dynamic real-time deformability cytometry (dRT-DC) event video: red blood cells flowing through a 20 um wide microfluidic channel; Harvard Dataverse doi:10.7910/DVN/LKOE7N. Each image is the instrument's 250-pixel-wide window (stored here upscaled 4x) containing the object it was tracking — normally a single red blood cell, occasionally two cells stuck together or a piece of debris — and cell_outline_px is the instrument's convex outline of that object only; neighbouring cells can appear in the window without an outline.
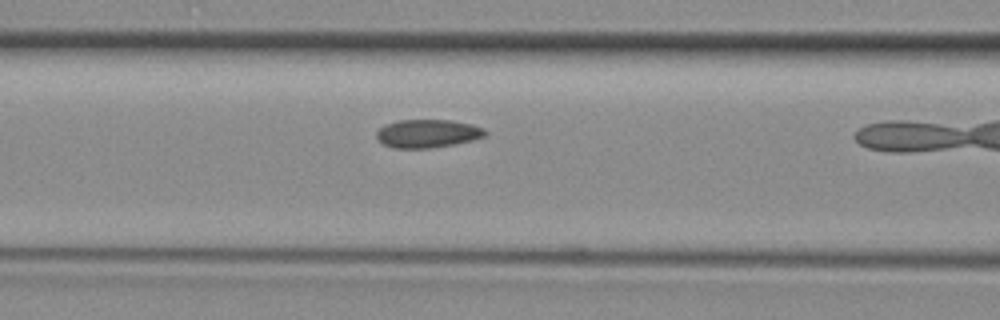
{"species": "common noctule bat (a hibernating species)", "species_latin": "Nyctalus noctula", "temperature_condition": "room temperature", "stored_images_in_passage": 11, "camera_frame_rate_fps": 3000, "um_per_image_px": 0.085, "animal": {"sex": "female", "body_mass_g": 29.2, "forearm_length_mm": 56.3}, "frame": {"image": 1, "passage_image": 10, "time_ms": 3.0, "image_size_px": [1000, 320], "cell_outline_px": [[488, 132], [484, 136], [472, 140], [452, 144], [428, 148], [396, 148], [384, 144], [376, 136], [376, 132], [380, 128], [388, 124], [400, 120], [452, 120], [472, 124], [484, 128]], "centroid_in_image_um": [36.38, 11.34], "position_along_channel_um": 130.2, "area_um2": 17.63}}